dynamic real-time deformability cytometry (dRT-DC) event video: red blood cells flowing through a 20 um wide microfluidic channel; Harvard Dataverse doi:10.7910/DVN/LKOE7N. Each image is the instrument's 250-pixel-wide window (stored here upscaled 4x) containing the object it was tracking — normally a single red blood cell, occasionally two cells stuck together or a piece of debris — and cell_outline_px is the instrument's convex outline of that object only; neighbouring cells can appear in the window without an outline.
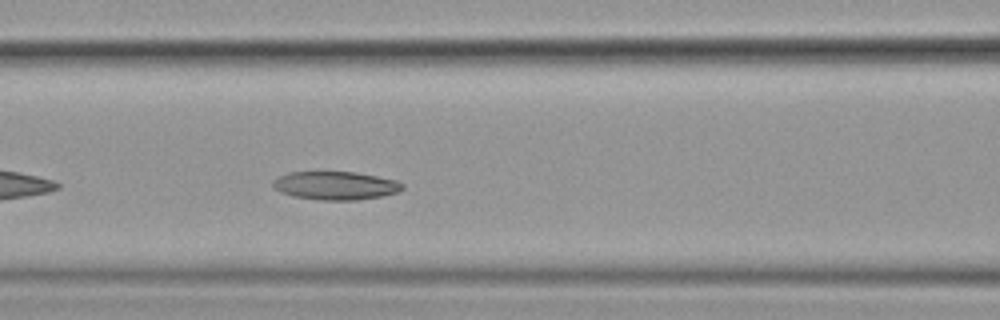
{"species": "common noctule bat (a hibernating species)", "species_latin": "Nyctalus noctula", "temperature_condition": "cold", "stored_images_in_passage": 41, "camera_frame_rate_fps": 3000, "um_per_image_px": 0.085, "animal": {"sex": "female", "body_mass_g": 19.9}, "frame": {"image": 1, "passage_image": 9, "time_ms": 2.667, "image_size_px": [1000, 320], "cell_outline_px": [[404, 188], [400, 192], [384, 196], [356, 200], [320, 200], [292, 196], [280, 192], [272, 188], [272, 180], [288, 172], [356, 172], [396, 180], [404, 184]], "centroid_in_image_um": [28.52, 15.78], "position_along_channel_um": 138.1, "area_um2": 21.62}}
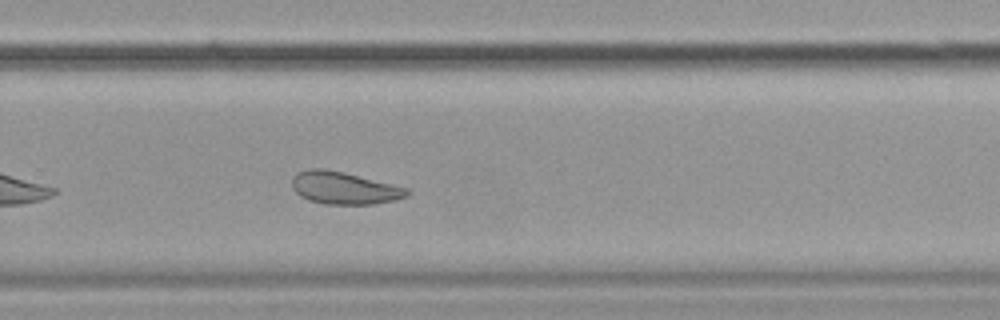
{"frame": {"image": 2, "passage_image": 23, "time_ms": 7.333, "image_size_px": [1000, 320], "cell_outline_px": [[408, 196], [392, 200], [372, 204], [324, 204], [308, 200], [300, 196], [292, 188], [292, 176], [296, 172], [308, 168], [324, 168], [344, 172], [408, 188]], "centroid_in_image_um": [29.18, 15.96], "position_along_channel_um": 300.6, "area_um2": 21.73}}
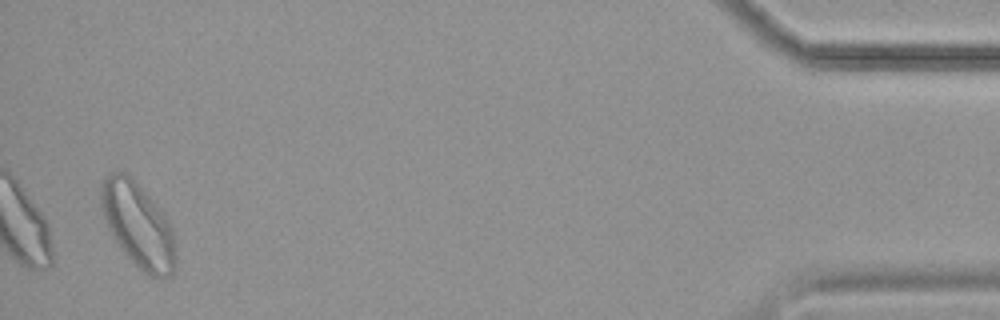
{"frame": {"image": 3, "passage_image": 40, "time_ms": 13.0, "image_size_px": [1000, 320], "cell_outline_px": [[176, 268], [168, 276], [148, 276], [124, 252], [112, 236], [104, 220], [100, 208], [100, 188], [104, 176], [112, 172], [128, 172], [136, 180], [168, 220], [172, 228], [176, 248]], "centroid_in_image_um": [11.71, 19.09], "position_along_channel_um": 423.5, "area_um2": 36.93}, "authors_computed_cell_mechanics": {"area_um2": 22.0218, "velocity_mm_per_s": 3.5041, "shape_relaxation_time_tau1_ms": null, "shape_relaxation_time_tau2_ms": 5.4735, "deformation_change_tau1": null, "deformation_change_tau2": 0.1367}}